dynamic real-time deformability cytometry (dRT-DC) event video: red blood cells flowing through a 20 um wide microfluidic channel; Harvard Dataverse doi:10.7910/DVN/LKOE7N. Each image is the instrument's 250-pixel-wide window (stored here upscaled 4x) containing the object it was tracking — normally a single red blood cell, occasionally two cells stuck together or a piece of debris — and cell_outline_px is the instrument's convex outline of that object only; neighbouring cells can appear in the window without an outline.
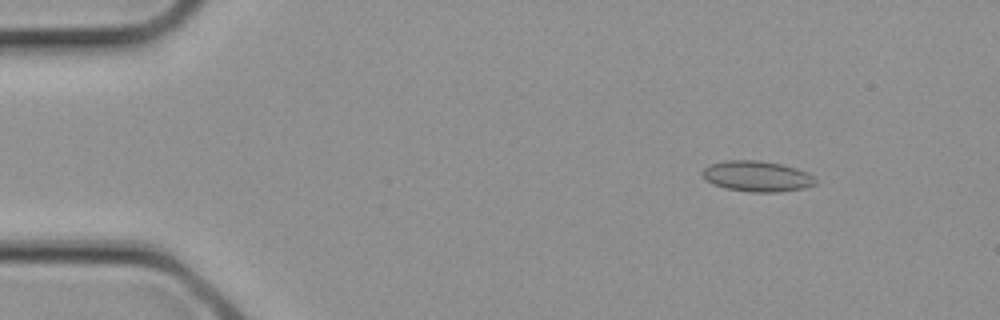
{"species": "common noctule bat (a hibernating species)", "species_latin": "Nyctalus noctula", "temperature_condition": "cold", "stored_images_in_passage": 4, "camera_frame_rate_fps": 3000, "um_per_image_px": 0.085, "animal": {"sex": "female", "body_mass_g": 21.9}, "frame": {"image": 1, "passage_image": 2, "time_ms": 0.333, "image_size_px": [1000, 320], "cell_outline_px": [[816, 184], [804, 188], [780, 192], [748, 192], [724, 188], [712, 184], [704, 180], [700, 176], [700, 172], [704, 168], [712, 164], [728, 160], [756, 160], [784, 164], [808, 172], [816, 180]], "centroid_in_image_um": [64.31, 14.99], "position_along_channel_um": 20.7, "area_um2": 20.52}}